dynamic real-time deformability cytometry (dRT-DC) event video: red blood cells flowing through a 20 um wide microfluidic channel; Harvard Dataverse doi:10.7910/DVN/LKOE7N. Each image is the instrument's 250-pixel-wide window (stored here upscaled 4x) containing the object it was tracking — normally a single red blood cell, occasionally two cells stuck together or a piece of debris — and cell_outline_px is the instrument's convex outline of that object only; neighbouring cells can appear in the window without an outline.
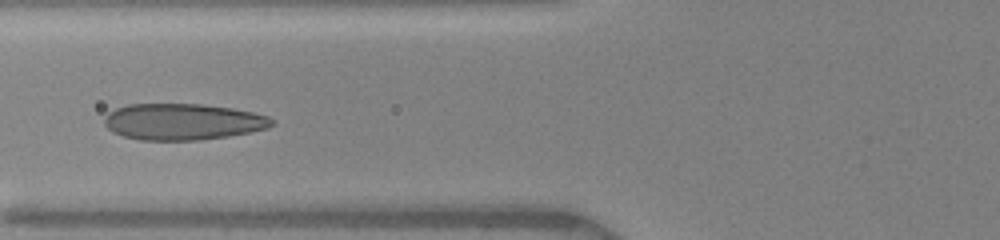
{"species": "human", "species_latin": "Homo sapiens", "temperature_condition": "warm", "stored_images_in_passage": 10, "camera_frame_rate_fps": 3000, "um_per_image_px": 0.085, "donor": {"sex": "female"}, "frame": {"image": 1, "passage_image": 9, "time_ms": 5.0, "image_size_px": [1000, 240], "cell_outline_px": [[276, 124], [268, 128], [228, 136], [200, 140], [140, 140], [124, 136], [112, 132], [104, 124], [104, 116], [108, 112], [116, 108], [128, 104], [200, 104], [232, 108], [252, 112], [268, 116]], "centroid_in_image_um": [15.52, 10.34], "position_along_channel_um": 110.3, "area_um2": 35.55}}